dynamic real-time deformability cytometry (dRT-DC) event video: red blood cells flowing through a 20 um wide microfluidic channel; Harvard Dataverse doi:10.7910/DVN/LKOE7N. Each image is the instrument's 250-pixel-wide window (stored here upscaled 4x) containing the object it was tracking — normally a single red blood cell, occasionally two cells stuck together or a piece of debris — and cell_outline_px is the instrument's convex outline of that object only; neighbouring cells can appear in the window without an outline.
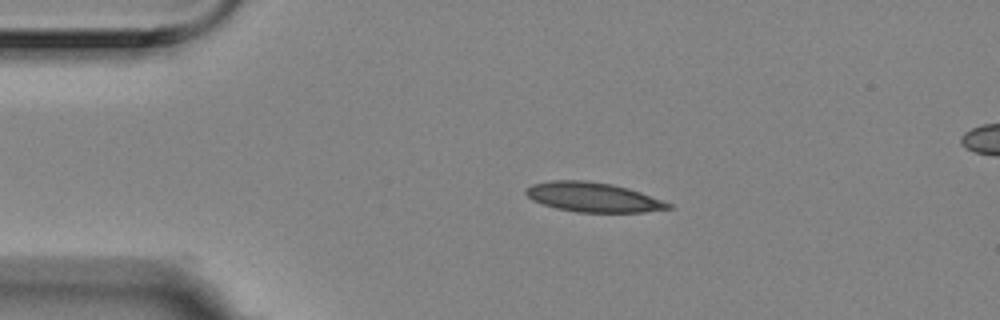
{"species": "Egyptian fruit bat (a non-hibernating species)", "species_latin": "Rousettus aegyptiacus", "temperature_condition": "room temperature", "stored_images_in_passage": 5, "segment_of_instrument_passage": [1, 2], "camera_frame_rate_fps": 3000, "um_per_image_px": 0.085, "animal": {"sex": "female"}, "frame": {"image": 1, "passage_image": 3, "time_ms": 0.667, "image_size_px": [1000, 320], "cell_outline_px": [[676, 208], [644, 212], [576, 212], [556, 208], [532, 200], [524, 192], [532, 184], [552, 180], [588, 180], [612, 184], [628, 188], [640, 192], [672, 204]], "centroid_in_image_um": [50.44, 16.76], "position_along_channel_um": 34.6, "area_um2": 24.51}}